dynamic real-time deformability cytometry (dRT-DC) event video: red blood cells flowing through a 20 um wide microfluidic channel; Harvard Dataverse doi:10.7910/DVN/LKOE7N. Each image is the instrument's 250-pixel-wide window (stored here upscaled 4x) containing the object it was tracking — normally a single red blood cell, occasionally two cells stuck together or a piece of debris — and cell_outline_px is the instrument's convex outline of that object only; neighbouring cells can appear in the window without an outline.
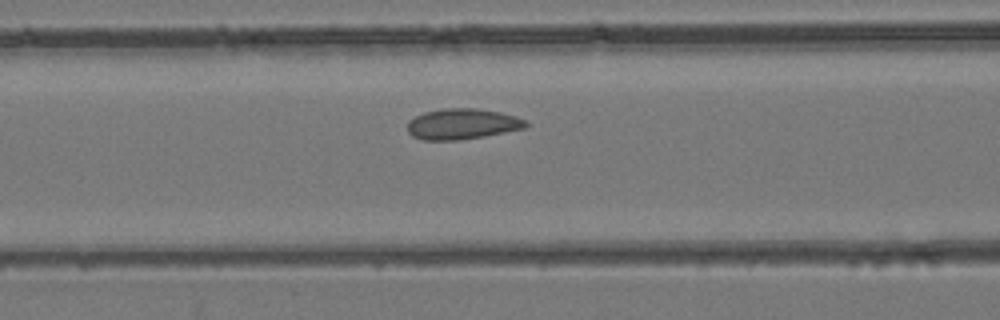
{"species": "common noctule bat (a hibernating species)", "species_latin": "Nyctalus noctula", "temperature_condition": "room temperature", "stored_images_in_passage": 36, "camera_frame_rate_fps": 3000, "um_per_image_px": 0.085, "animal": {"sex": "female", "body_mass_g": 24.6, "forearm_length_mm": 56.2}, "frame": {"image": 1, "passage_image": 10, "time_ms": 3.0, "image_size_px": [1000, 320], "cell_outline_px": [[528, 124], [524, 128], [484, 136], [456, 140], [424, 140], [412, 136], [408, 132], [408, 120], [424, 112], [444, 108], [476, 108], [500, 112], [516, 116], [528, 120]], "centroid_in_image_um": [39.29, 10.53], "position_along_channel_um": 127.3, "area_um2": 21.15}}
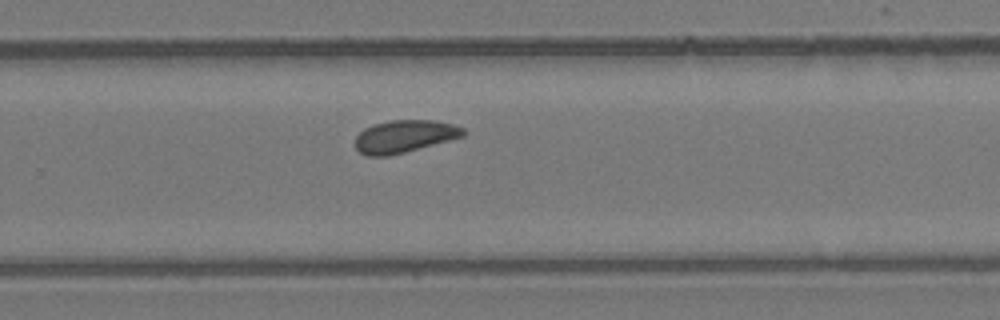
{"frame": {"image": 2, "passage_image": 21, "time_ms": 6.667, "image_size_px": [1000, 320], "cell_outline_px": [[468, 132], [464, 136], [404, 152], [388, 156], [368, 156], [360, 152], [356, 148], [356, 136], [364, 128], [372, 124], [392, 120], [436, 120], [452, 124], [464, 128]], "centroid_in_image_um": [34.39, 11.58], "position_along_channel_um": 295.4, "area_um2": 20.4}}
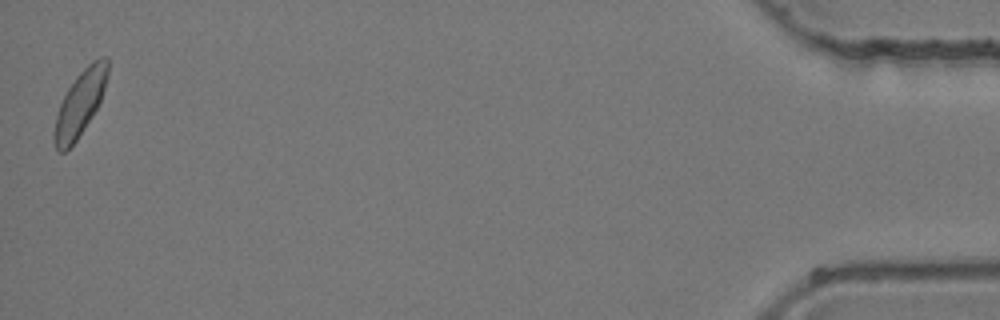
{"frame": {"image": 3, "passage_image": 36, "time_ms": 11.667, "image_size_px": [1000, 320], "cell_outline_px": [[108, 76], [100, 100], [92, 116], [76, 140], [64, 152], [56, 152], [52, 140], [52, 132], [56, 116], [60, 104], [68, 88], [76, 76], [92, 60], [100, 56], [104, 56], [108, 60]], "centroid_in_image_um": [6.77, 8.8], "position_along_channel_um": 428.4, "area_um2": 20.23}}